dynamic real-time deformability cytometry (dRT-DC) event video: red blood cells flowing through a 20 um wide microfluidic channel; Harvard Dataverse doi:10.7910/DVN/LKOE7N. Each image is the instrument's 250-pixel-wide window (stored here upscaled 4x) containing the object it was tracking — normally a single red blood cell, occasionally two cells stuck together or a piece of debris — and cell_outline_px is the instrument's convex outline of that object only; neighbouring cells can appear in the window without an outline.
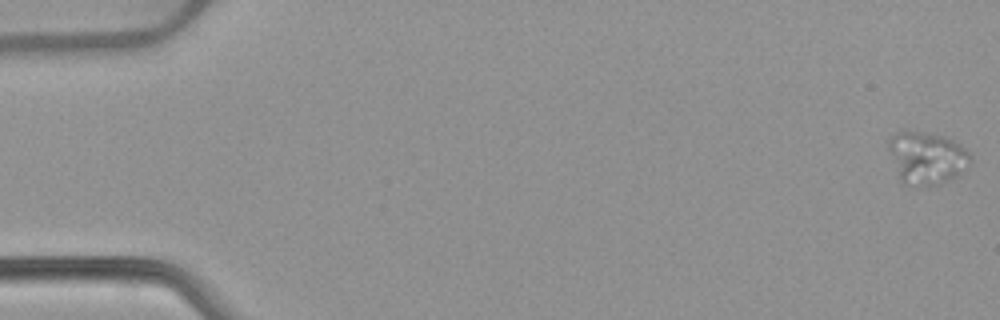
{"species": "common noctule bat (a hibernating species)", "species_latin": "Nyctalus noctula", "temperature_condition": "warm", "stored_images_in_passage": 53, "camera_frame_rate_fps": 3000, "um_per_image_px": 0.085, "animal": {"sex": "female", "body_mass_g": 22.7, "forearm_length_mm": 54.2}, "frame": {"image": 1, "passage_image": 1, "time_ms": 0.0, "image_size_px": [1000, 320], "cell_outline_px": [[972, 160], [960, 176], [940, 184], [928, 188], [916, 188], [904, 184], [900, 180], [888, 148], [888, 140], [896, 132], [924, 132], [948, 136], [960, 144], [972, 156]], "centroid_in_image_um": [78.81, 13.47], "position_along_channel_um": 6.2, "area_um2": 25.66}}
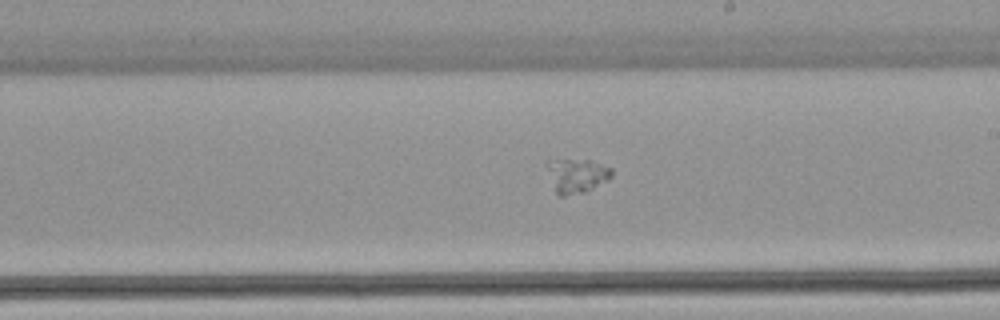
{"frame": {"image": 2, "passage_image": 31, "time_ms": 10.0, "image_size_px": [1000, 320], "cell_outline_px": [[612, 176], [608, 180], [584, 192], [564, 196], [560, 196], [556, 192], [548, 168], [548, 160], [588, 160], [612, 168]], "centroid_in_image_um": [49.06, 14.93], "position_along_channel_um": 239.9, "area_um2": 12.43}}
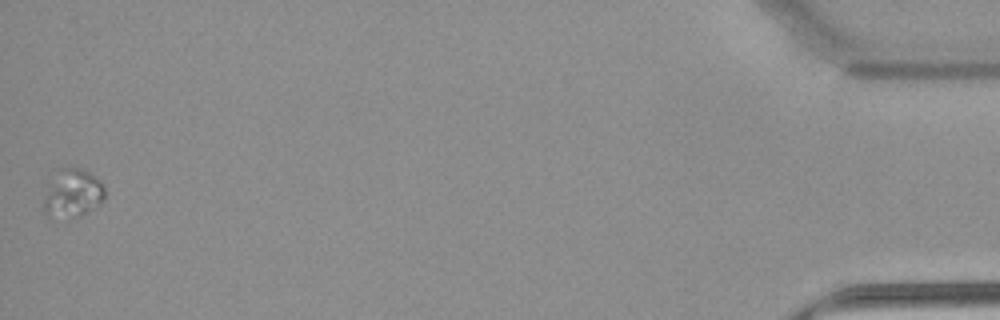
{"frame": {"image": 3, "passage_image": 53, "time_ms": 17.333, "image_size_px": [1000, 320], "cell_outline_px": [[104, 200], [80, 216], [48, 216], [44, 212], [44, 200], [60, 168], [72, 164], [96, 176], [104, 188]], "centroid_in_image_um": [6.22, 16.39], "position_along_channel_um": 429.0, "area_um2": 16.53}}